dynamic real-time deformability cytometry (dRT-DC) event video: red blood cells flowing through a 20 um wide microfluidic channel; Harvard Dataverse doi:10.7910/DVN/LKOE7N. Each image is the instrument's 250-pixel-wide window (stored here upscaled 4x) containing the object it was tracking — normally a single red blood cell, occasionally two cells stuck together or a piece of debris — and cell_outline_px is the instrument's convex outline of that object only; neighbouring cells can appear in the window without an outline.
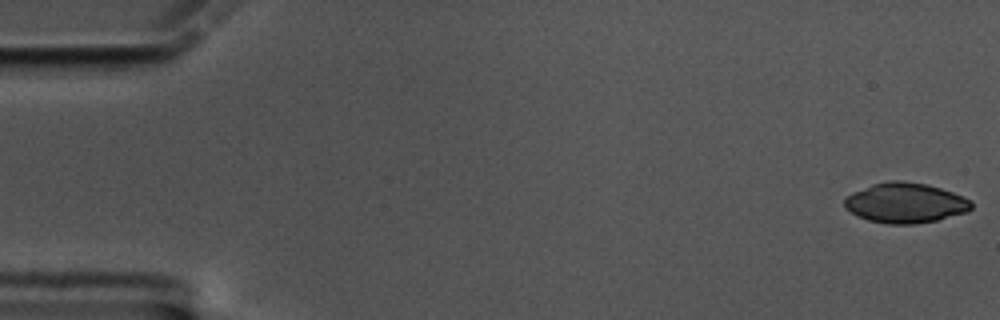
{"species": "common noctule bat (a hibernating species)", "species_latin": "Nyctalus noctula", "temperature_condition": "cold", "stored_images_in_passage": 58, "camera_frame_rate_fps": 3000, "um_per_image_px": 0.085, "animal": {"sex": "male", "body_mass_g": 17.5, "forearm_length_mm": 52.3}, "frame": {"image": 1, "passage_image": 1, "time_ms": 0.0, "image_size_px": [1000, 320], "cell_outline_px": [[972, 208], [968, 212], [936, 220], [916, 224], [888, 224], [868, 220], [856, 216], [844, 208], [844, 200], [852, 192], [872, 184], [888, 180], [900, 180], [928, 184], [964, 196], [972, 200]], "centroid_in_image_um": [76.95, 17.24], "position_along_channel_um": 8.0, "area_um2": 29.94}}
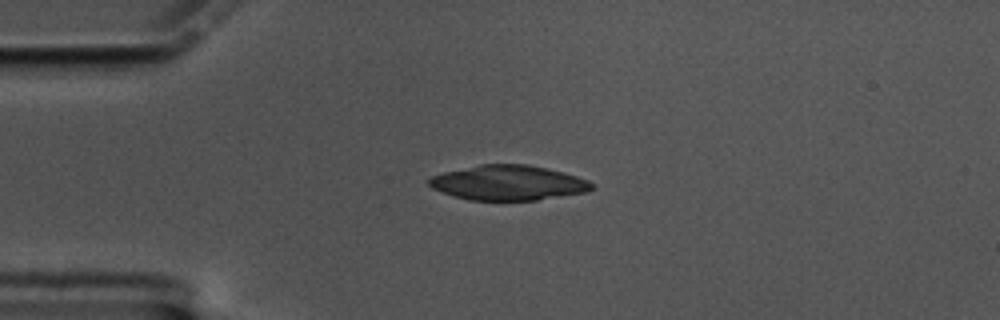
{"frame": {"image": 2, "passage_image": 14, "time_ms": 4.333, "image_size_px": [1000, 320], "cell_outline_px": [[592, 188], [588, 192], [536, 200], [468, 200], [432, 188], [428, 184], [428, 180], [432, 176], [444, 172], [480, 164], [528, 164], [548, 168], [564, 172], [588, 180], [592, 184]], "centroid_in_image_um": [43.22, 15.53], "position_along_channel_um": 41.8, "area_um2": 33.0}}
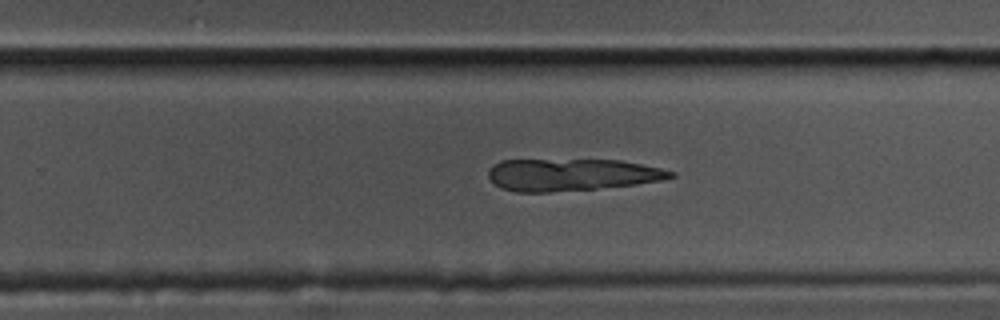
{"frame": {"image": 3, "passage_image": 37, "time_ms": 12.0, "image_size_px": [1000, 320], "cell_outline_px": [[676, 176], [660, 180], [636, 184], [596, 188], [548, 192], [516, 192], [500, 188], [488, 176], [488, 168], [492, 164], [500, 160], [620, 160], [660, 168], [676, 172]], "centroid_in_image_um": [48.54, 14.84], "position_along_channel_um": 281.3, "area_um2": 33.99}}